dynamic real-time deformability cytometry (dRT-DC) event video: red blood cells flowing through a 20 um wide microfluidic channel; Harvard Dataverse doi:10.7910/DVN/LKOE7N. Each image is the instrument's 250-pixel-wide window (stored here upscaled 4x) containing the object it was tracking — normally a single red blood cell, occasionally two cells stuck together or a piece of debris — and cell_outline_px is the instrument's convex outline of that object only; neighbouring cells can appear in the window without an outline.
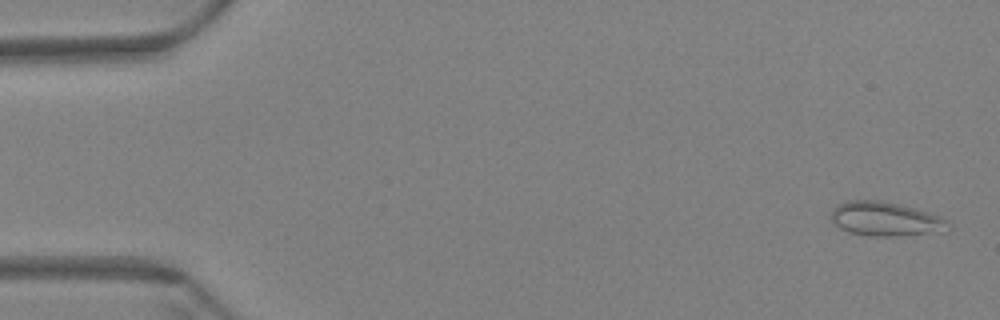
{"species": "Egyptian fruit bat (a non-hibernating species)", "species_latin": "Rousettus aegyptiacus", "temperature_condition": "warm", "stored_images_in_passage": 59, "camera_frame_rate_fps": 3000, "um_per_image_px": 0.085, "animal": {"sex": "female"}, "frame": {"image": 1, "passage_image": 2, "time_ms": 0.333, "image_size_px": [1000, 320], "cell_outline_px": [[948, 220], [944, 232], [896, 236], [868, 236], [848, 232], [840, 228], [832, 220], [832, 208], [836, 204], [848, 200], [880, 200], [912, 208], [940, 216]], "centroid_in_image_um": [75.22, 18.62], "position_along_channel_um": 9.8, "area_um2": 23.12}}
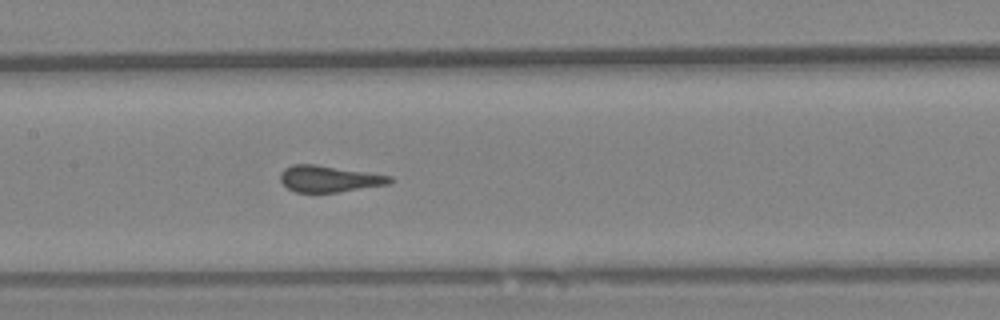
{"frame": {"image": 2, "passage_image": 29, "time_ms": 9.333, "image_size_px": [1000, 320], "cell_outline_px": [[396, 180], [388, 184], [340, 192], [296, 192], [288, 188], [280, 180], [280, 172], [284, 168], [292, 164], [316, 164], [368, 172], [392, 176]], "centroid_in_image_um": [27.99, 15.19], "position_along_channel_um": 179.4, "area_um2": 16.99}}
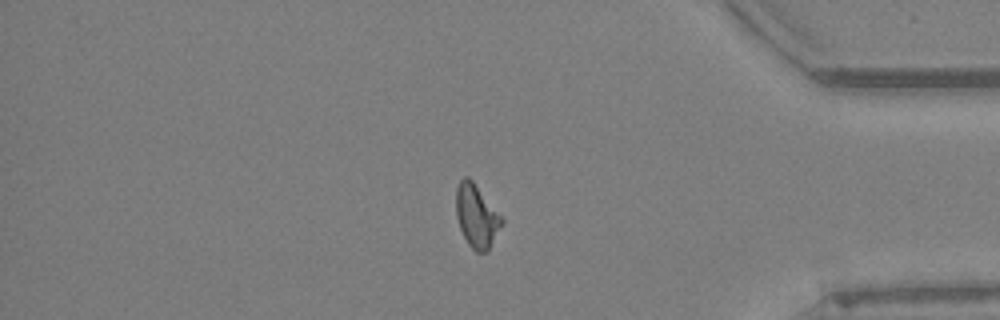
{"frame": {"image": 3, "passage_image": 50, "time_ms": 16.333, "image_size_px": [1000, 320], "cell_outline_px": [[504, 220], [488, 252], [476, 252], [468, 244], [460, 228], [456, 216], [456, 188], [460, 180], [464, 176], [468, 176], [472, 180]], "centroid_in_image_um": [40.49, 18.37], "position_along_channel_um": 394.7, "area_um2": 16.59}}